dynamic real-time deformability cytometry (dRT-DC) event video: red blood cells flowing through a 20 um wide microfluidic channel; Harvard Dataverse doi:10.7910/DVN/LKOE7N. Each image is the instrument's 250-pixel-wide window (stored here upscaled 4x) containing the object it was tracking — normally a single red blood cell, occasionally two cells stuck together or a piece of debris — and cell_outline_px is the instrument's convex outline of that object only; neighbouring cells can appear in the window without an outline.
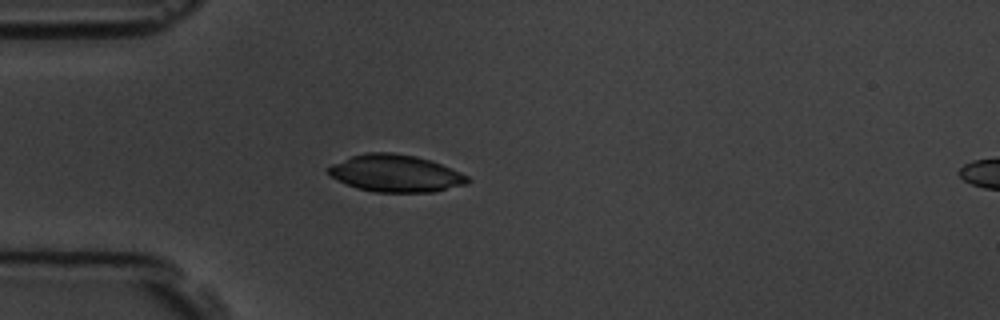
{"species": "common noctule bat (a hibernating species)", "species_latin": "Nyctalus noctula", "temperature_condition": "room temperature", "stored_images_in_passage": 5, "camera_frame_rate_fps": 3000, "um_per_image_px": 0.085, "animal": {"sex": "male", "body_mass_g": 19.5, "forearm_length_mm": 54.6}, "frame": {"image": 1, "passage_image": 5, "time_ms": 5.0, "image_size_px": [1000, 320], "cell_outline_px": [[472, 180], [468, 184], [432, 192], [372, 192], [356, 188], [336, 180], [328, 172], [328, 168], [332, 164], [352, 156], [364, 152], [392, 152], [416, 156], [432, 160], [460, 172], [468, 176]], "centroid_in_image_um": [33.64, 14.74], "position_along_channel_um": 51.4, "area_um2": 30.35}}